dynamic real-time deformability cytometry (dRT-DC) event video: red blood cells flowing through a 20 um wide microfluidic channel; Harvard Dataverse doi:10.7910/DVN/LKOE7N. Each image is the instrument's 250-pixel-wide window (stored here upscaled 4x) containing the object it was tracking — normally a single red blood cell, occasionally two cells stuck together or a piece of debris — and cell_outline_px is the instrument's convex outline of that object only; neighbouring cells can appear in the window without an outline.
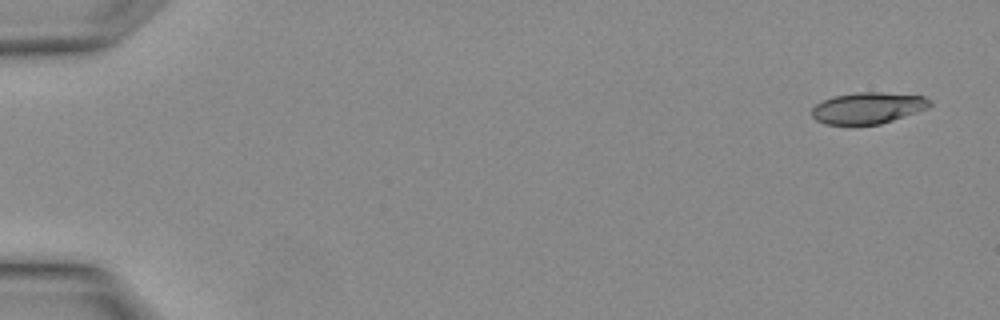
{"species": "Egyptian fruit bat (a non-hibernating species)", "species_latin": "Rousettus aegyptiacus", "temperature_condition": "warm", "stored_images_in_passage": 3, "segment_of_instrument_passage": [2, 2], "camera_frame_rate_fps": 3000, "um_per_image_px": 0.085, "animal": {"sex": "female"}, "frame": {"image": 1, "passage_image": 3, "time_ms": 0.667, "image_size_px": [1000, 320], "cell_outline_px": [[932, 104], [928, 108], [880, 124], [824, 124], [816, 120], [812, 116], [812, 108], [816, 104], [832, 96], [856, 92], [880, 92], [924, 96], [932, 100]], "centroid_in_image_um": [73.77, 9.16], "position_along_channel_um": 11.2, "area_um2": 21.5}}